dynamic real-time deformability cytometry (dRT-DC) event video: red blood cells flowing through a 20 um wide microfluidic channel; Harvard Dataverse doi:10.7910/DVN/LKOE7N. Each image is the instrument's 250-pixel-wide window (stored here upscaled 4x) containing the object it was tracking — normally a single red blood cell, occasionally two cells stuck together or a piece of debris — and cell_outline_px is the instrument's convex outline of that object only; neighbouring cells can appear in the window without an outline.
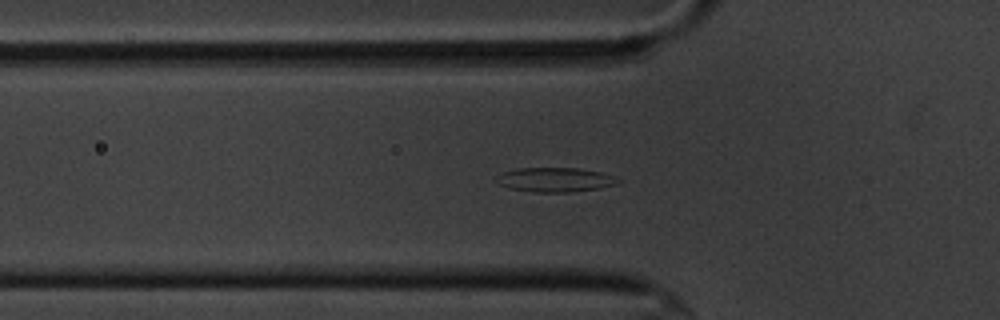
{"species": "common noctule bat (a hibernating species)", "species_latin": "Nyctalus noctula", "temperature_condition": "cold", "stored_images_in_passage": 43, "camera_frame_rate_fps": 3000, "um_per_image_px": 0.085, "animal": {"sex": "male", "body_mass_g": 20.1, "forearm_length_mm": 53.5}, "frame": {"image": 1, "passage_image": 4, "time_ms": 1.0, "image_size_px": [1000, 320], "cell_outline_px": [[624, 180], [616, 184], [600, 188], [572, 192], [532, 192], [508, 188], [500, 184], [500, 176], [504, 172], [516, 168], [576, 168], [604, 172], [616, 176]], "centroid_in_image_um": [47.31, 15.28], "position_along_channel_um": 78.5, "area_um2": 17.28}}
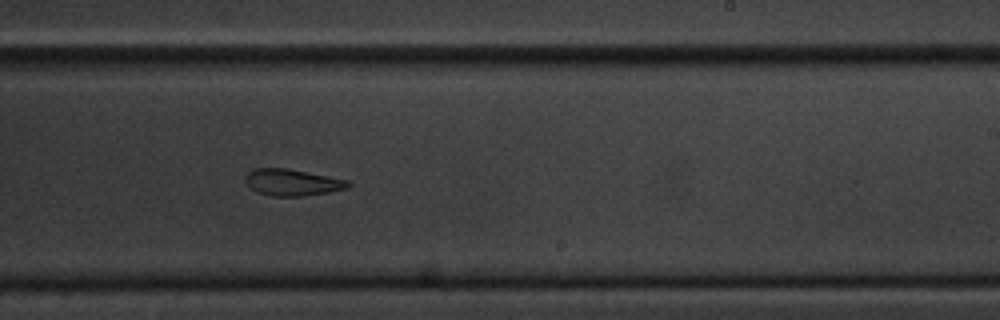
{"frame": {"image": 2, "passage_image": 20, "time_ms": 6.333, "image_size_px": [1000, 320], "cell_outline_px": [[352, 184], [348, 188], [328, 192], [304, 196], [272, 196], [260, 192], [252, 188], [244, 180], [244, 176], [252, 168], [284, 168], [328, 176], [348, 180]], "centroid_in_image_um": [24.84, 15.5], "position_along_channel_um": 264.2, "area_um2": 15.78}}
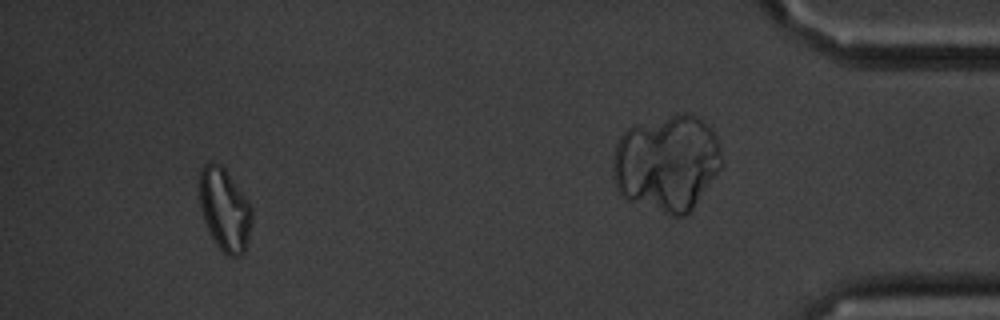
{"frame": {"image": 3, "passage_image": 39, "time_ms": 12.667, "image_size_px": [1000, 320], "cell_outline_px": [[252, 220], [244, 252], [240, 256], [228, 256], [216, 244], [208, 232], [204, 220], [200, 204], [200, 172], [204, 164], [212, 160], [220, 164], [224, 168], [248, 200], [252, 208]], "centroid_in_image_um": [19.09, 17.8], "position_along_channel_um": 416.1, "area_um2": 25.09}, "authors_computed_cell_mechanics": {"area_um2": 16.9932, "velocity_mm_per_s": 3.46, "shape_relaxation_time_tau1_ms": null, "shape_relaxation_time_tau2_ms": 6.3661, "deformation_change_tau1": null, "deformation_change_tau2": 0.1265}}